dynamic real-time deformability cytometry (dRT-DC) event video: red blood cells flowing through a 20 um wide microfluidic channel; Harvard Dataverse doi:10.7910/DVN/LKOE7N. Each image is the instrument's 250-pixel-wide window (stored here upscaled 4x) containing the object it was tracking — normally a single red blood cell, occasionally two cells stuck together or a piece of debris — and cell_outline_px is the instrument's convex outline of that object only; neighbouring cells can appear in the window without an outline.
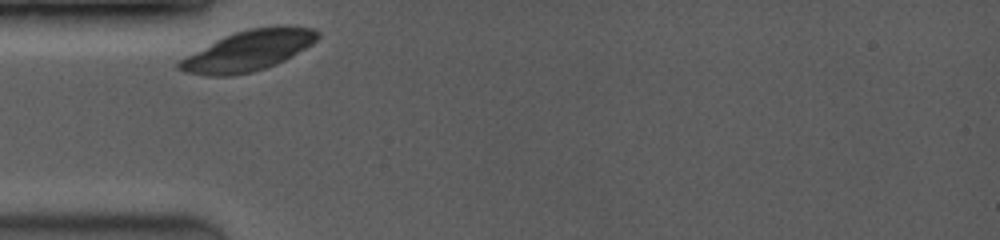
{"species": "common noctule bat (a hibernating species)", "species_latin": "Nyctalus noctula", "temperature_condition": "room temperature", "stored_images_in_passage": 5, "camera_frame_rate_fps": 3500, "um_per_image_px": 0.085, "animal": {"sex": "female", "body_mass_g": 19.0, "forearm_length_mm": 53.3}, "frame": {"image": 1, "passage_image": 1, "time_ms": 0.0, "image_size_px": [1000, 240], "cell_outline_px": [[320, 36], [312, 44], [284, 60], [276, 64], [252, 72], [232, 76], [208, 76], [184, 72], [176, 68], [176, 64], [184, 56], [224, 36], [248, 28], [280, 24], [288, 24], [312, 28], [320, 32]], "centroid_in_image_um": [21.11, 4.29], "position_along_channel_um": 63.9, "area_um2": 33.0}}
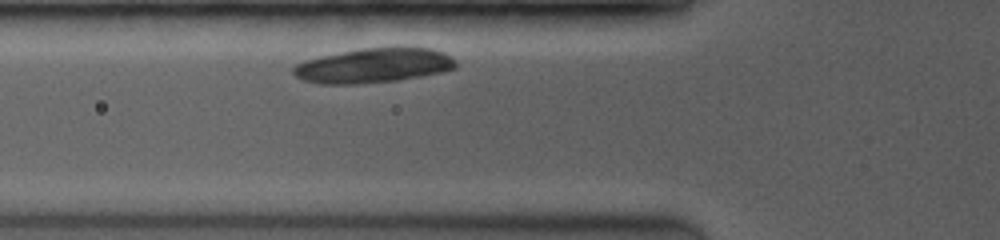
{"frame": {"image": 2, "passage_image": 4, "time_ms": 0.857, "image_size_px": [1000, 240], "cell_outline_px": [[456, 68], [440, 72], [420, 76], [396, 80], [356, 84], [320, 84], [304, 80], [296, 76], [292, 72], [292, 68], [296, 64], [304, 60], [320, 56], [360, 48], [432, 48], [444, 52], [456, 60]], "centroid_in_image_um": [31.73, 5.57], "position_along_channel_um": 94.1, "area_um2": 32.6}}